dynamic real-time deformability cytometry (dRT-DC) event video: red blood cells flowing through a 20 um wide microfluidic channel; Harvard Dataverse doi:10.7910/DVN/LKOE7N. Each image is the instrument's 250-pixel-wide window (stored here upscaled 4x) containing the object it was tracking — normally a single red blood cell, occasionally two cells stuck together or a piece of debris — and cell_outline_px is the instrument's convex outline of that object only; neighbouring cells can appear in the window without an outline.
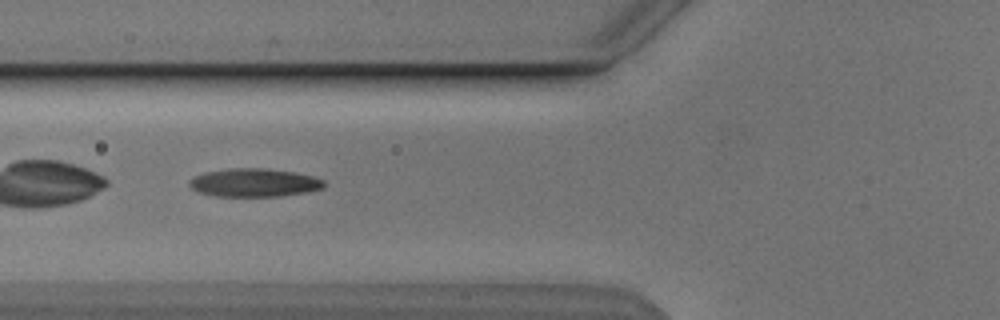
{"species": "Egyptian fruit bat (a non-hibernating species)", "species_latin": "Rousettus aegyptiacus", "temperature_condition": "cold", "stored_images_in_passage": 43, "camera_frame_rate_fps": 3000, "um_per_image_px": 0.085, "animal": {"sex": "male"}, "frame": {"image": 1, "passage_image": 10, "time_ms": 3.0, "image_size_px": [1000, 320], "cell_outline_px": [[324, 188], [308, 192], [276, 196], [216, 196], [200, 192], [192, 188], [188, 184], [196, 176], [204, 172], [228, 168], [264, 168], [292, 172], [312, 176], [324, 180]], "centroid_in_image_um": [21.62, 15.52], "position_along_channel_um": 104.2, "area_um2": 21.96}}
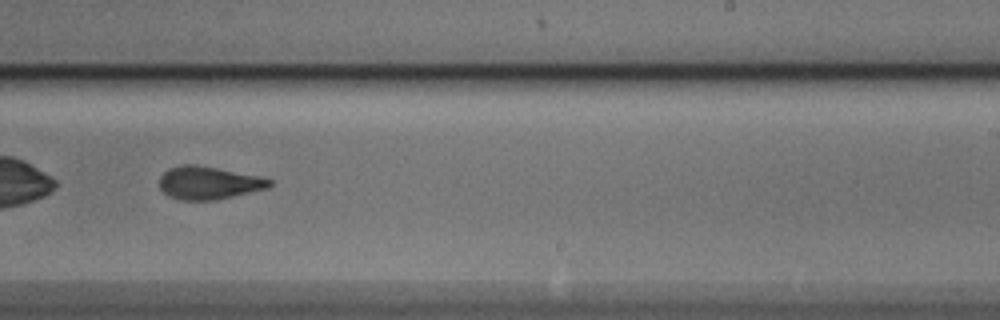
{"frame": {"image": 2, "passage_image": 23, "time_ms": 7.333, "image_size_px": [1000, 320], "cell_outline_px": [[272, 184], [268, 188], [216, 200], [180, 200], [168, 196], [160, 188], [160, 176], [168, 168], [184, 164], [196, 164], [260, 176], [272, 180]], "centroid_in_image_um": [17.73, 15.54], "position_along_channel_um": 271.3, "area_um2": 21.15}}
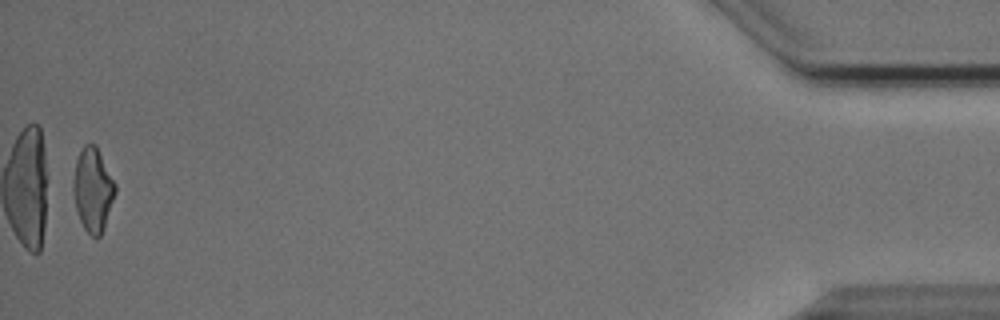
{"frame": {"image": 3, "passage_image": 42, "time_ms": 13.667, "image_size_px": [1000, 320], "cell_outline_px": [[116, 192], [104, 228], [100, 236], [96, 240], [84, 228], [76, 212], [72, 192], [72, 180], [76, 160], [84, 144], [96, 144], [116, 184]], "centroid_in_image_um": [7.88, 16.13], "position_along_channel_um": 427.3, "area_um2": 20.75}, "authors_computed_cell_mechanics": {"area_um2": 21.2126, "velocity_mm_per_s": 3.8543, "shape_relaxation_time_tau1_ms": 5.3522, "shape_relaxation_time_tau2_ms": 2.7997, "deformation_change_tau1": 0.1757, "deformation_change_tau2": 0.1099}}